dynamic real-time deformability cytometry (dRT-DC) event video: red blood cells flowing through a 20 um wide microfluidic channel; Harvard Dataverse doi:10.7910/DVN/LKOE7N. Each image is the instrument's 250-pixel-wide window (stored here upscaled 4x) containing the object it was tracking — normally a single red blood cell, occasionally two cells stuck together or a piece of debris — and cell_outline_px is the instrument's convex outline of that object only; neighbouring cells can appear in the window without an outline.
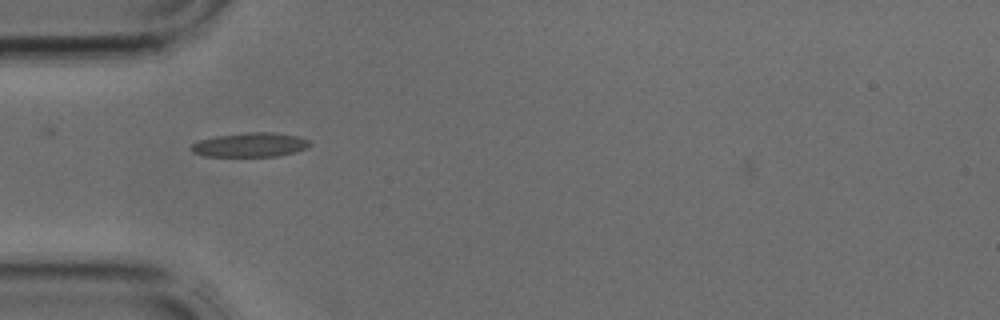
{"species": "common noctule bat (a hibernating species)", "species_latin": "Nyctalus noctula", "temperature_condition": "cold", "stored_images_in_passage": 2, "camera_frame_rate_fps": 3000, "um_per_image_px": 0.085, "animal": {"sex": "male", "body_mass_g": 17.9, "forearm_length_mm": 54.2}, "frame": {"image": 1, "passage_image": 1, "time_ms": 0.0, "image_size_px": [1000, 320], "cell_outline_px": [[312, 144], [308, 148], [296, 152], [276, 156], [204, 156], [192, 152], [188, 148], [192, 144], [200, 140], [216, 136], [244, 132], [276, 132], [300, 136], [308, 140]], "centroid_in_image_um": [21.29, 12.3], "position_along_channel_um": 63.7, "area_um2": 16.99}}